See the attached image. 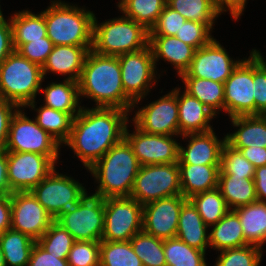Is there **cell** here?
Masks as SVG:
<instances>
[{"mask_svg": "<svg viewBox=\"0 0 266 266\" xmlns=\"http://www.w3.org/2000/svg\"><path fill=\"white\" fill-rule=\"evenodd\" d=\"M186 200L176 195L143 205L142 231L163 240L175 238L181 207Z\"/></svg>", "mask_w": 266, "mask_h": 266, "instance_id": "19", "label": "cell"}, {"mask_svg": "<svg viewBox=\"0 0 266 266\" xmlns=\"http://www.w3.org/2000/svg\"><path fill=\"white\" fill-rule=\"evenodd\" d=\"M182 195L178 163L151 164L140 167L130 197L141 205Z\"/></svg>", "mask_w": 266, "mask_h": 266, "instance_id": "7", "label": "cell"}, {"mask_svg": "<svg viewBox=\"0 0 266 266\" xmlns=\"http://www.w3.org/2000/svg\"><path fill=\"white\" fill-rule=\"evenodd\" d=\"M100 242L75 241L68 257L69 266H99Z\"/></svg>", "mask_w": 266, "mask_h": 266, "instance_id": "45", "label": "cell"}, {"mask_svg": "<svg viewBox=\"0 0 266 266\" xmlns=\"http://www.w3.org/2000/svg\"><path fill=\"white\" fill-rule=\"evenodd\" d=\"M208 226L187 199L181 207L176 237L191 247L206 252L209 245Z\"/></svg>", "mask_w": 266, "mask_h": 266, "instance_id": "25", "label": "cell"}, {"mask_svg": "<svg viewBox=\"0 0 266 266\" xmlns=\"http://www.w3.org/2000/svg\"><path fill=\"white\" fill-rule=\"evenodd\" d=\"M163 249L167 266H207L205 254L177 237L164 239Z\"/></svg>", "mask_w": 266, "mask_h": 266, "instance_id": "37", "label": "cell"}, {"mask_svg": "<svg viewBox=\"0 0 266 266\" xmlns=\"http://www.w3.org/2000/svg\"><path fill=\"white\" fill-rule=\"evenodd\" d=\"M166 5L167 0H122L117 6L124 16L150 31Z\"/></svg>", "mask_w": 266, "mask_h": 266, "instance_id": "35", "label": "cell"}, {"mask_svg": "<svg viewBox=\"0 0 266 266\" xmlns=\"http://www.w3.org/2000/svg\"><path fill=\"white\" fill-rule=\"evenodd\" d=\"M167 5L186 20L203 23L211 30L216 18L221 15L212 0H167Z\"/></svg>", "mask_w": 266, "mask_h": 266, "instance_id": "36", "label": "cell"}, {"mask_svg": "<svg viewBox=\"0 0 266 266\" xmlns=\"http://www.w3.org/2000/svg\"><path fill=\"white\" fill-rule=\"evenodd\" d=\"M253 180L255 182L257 200L266 202V166L255 168Z\"/></svg>", "mask_w": 266, "mask_h": 266, "instance_id": "55", "label": "cell"}, {"mask_svg": "<svg viewBox=\"0 0 266 266\" xmlns=\"http://www.w3.org/2000/svg\"><path fill=\"white\" fill-rule=\"evenodd\" d=\"M233 211L240 219L246 242L262 248L266 242V202L257 200Z\"/></svg>", "mask_w": 266, "mask_h": 266, "instance_id": "29", "label": "cell"}, {"mask_svg": "<svg viewBox=\"0 0 266 266\" xmlns=\"http://www.w3.org/2000/svg\"><path fill=\"white\" fill-rule=\"evenodd\" d=\"M30 192L54 219L76 205L87 193L82 184L57 173L55 167Z\"/></svg>", "mask_w": 266, "mask_h": 266, "instance_id": "12", "label": "cell"}, {"mask_svg": "<svg viewBox=\"0 0 266 266\" xmlns=\"http://www.w3.org/2000/svg\"><path fill=\"white\" fill-rule=\"evenodd\" d=\"M185 85L184 91L197 98L215 115L224 110V83L195 77H180Z\"/></svg>", "mask_w": 266, "mask_h": 266, "instance_id": "33", "label": "cell"}, {"mask_svg": "<svg viewBox=\"0 0 266 266\" xmlns=\"http://www.w3.org/2000/svg\"><path fill=\"white\" fill-rule=\"evenodd\" d=\"M133 251L143 266H167L163 249V239L149 235L144 231L130 239Z\"/></svg>", "mask_w": 266, "mask_h": 266, "instance_id": "40", "label": "cell"}, {"mask_svg": "<svg viewBox=\"0 0 266 266\" xmlns=\"http://www.w3.org/2000/svg\"><path fill=\"white\" fill-rule=\"evenodd\" d=\"M189 200L209 228L229 211L218 188L196 194L190 197Z\"/></svg>", "mask_w": 266, "mask_h": 266, "instance_id": "39", "label": "cell"}, {"mask_svg": "<svg viewBox=\"0 0 266 266\" xmlns=\"http://www.w3.org/2000/svg\"><path fill=\"white\" fill-rule=\"evenodd\" d=\"M22 111L19 108L12 117L6 151L37 153L57 163L61 145Z\"/></svg>", "mask_w": 266, "mask_h": 266, "instance_id": "9", "label": "cell"}, {"mask_svg": "<svg viewBox=\"0 0 266 266\" xmlns=\"http://www.w3.org/2000/svg\"><path fill=\"white\" fill-rule=\"evenodd\" d=\"M219 175L254 178L255 167L242 155L240 150L224 144L221 154Z\"/></svg>", "mask_w": 266, "mask_h": 266, "instance_id": "42", "label": "cell"}, {"mask_svg": "<svg viewBox=\"0 0 266 266\" xmlns=\"http://www.w3.org/2000/svg\"><path fill=\"white\" fill-rule=\"evenodd\" d=\"M140 167L131 146L123 139L88 169L99 184L93 194L103 199L130 197Z\"/></svg>", "mask_w": 266, "mask_h": 266, "instance_id": "3", "label": "cell"}, {"mask_svg": "<svg viewBox=\"0 0 266 266\" xmlns=\"http://www.w3.org/2000/svg\"><path fill=\"white\" fill-rule=\"evenodd\" d=\"M253 49L224 82V112L229 117L255 115Z\"/></svg>", "mask_w": 266, "mask_h": 266, "instance_id": "13", "label": "cell"}, {"mask_svg": "<svg viewBox=\"0 0 266 266\" xmlns=\"http://www.w3.org/2000/svg\"><path fill=\"white\" fill-rule=\"evenodd\" d=\"M11 228V195H0V233Z\"/></svg>", "mask_w": 266, "mask_h": 266, "instance_id": "54", "label": "cell"}, {"mask_svg": "<svg viewBox=\"0 0 266 266\" xmlns=\"http://www.w3.org/2000/svg\"><path fill=\"white\" fill-rule=\"evenodd\" d=\"M188 139L187 147L179 145L178 164L220 165L221 154L226 136L218 139L214 130L204 133H188L181 135Z\"/></svg>", "mask_w": 266, "mask_h": 266, "instance_id": "20", "label": "cell"}, {"mask_svg": "<svg viewBox=\"0 0 266 266\" xmlns=\"http://www.w3.org/2000/svg\"><path fill=\"white\" fill-rule=\"evenodd\" d=\"M12 29L13 47L16 51L22 44L29 43L47 36L45 17L33 14L27 9L14 13L9 18Z\"/></svg>", "mask_w": 266, "mask_h": 266, "instance_id": "28", "label": "cell"}, {"mask_svg": "<svg viewBox=\"0 0 266 266\" xmlns=\"http://www.w3.org/2000/svg\"><path fill=\"white\" fill-rule=\"evenodd\" d=\"M27 266H69L67 259L48 253L37 242L34 244Z\"/></svg>", "mask_w": 266, "mask_h": 266, "instance_id": "50", "label": "cell"}, {"mask_svg": "<svg viewBox=\"0 0 266 266\" xmlns=\"http://www.w3.org/2000/svg\"><path fill=\"white\" fill-rule=\"evenodd\" d=\"M7 163L11 194L31 191L56 165L45 155L12 151H7Z\"/></svg>", "mask_w": 266, "mask_h": 266, "instance_id": "16", "label": "cell"}, {"mask_svg": "<svg viewBox=\"0 0 266 266\" xmlns=\"http://www.w3.org/2000/svg\"><path fill=\"white\" fill-rule=\"evenodd\" d=\"M0 266H5L4 256H3V252L1 250V246H0Z\"/></svg>", "mask_w": 266, "mask_h": 266, "instance_id": "57", "label": "cell"}, {"mask_svg": "<svg viewBox=\"0 0 266 266\" xmlns=\"http://www.w3.org/2000/svg\"><path fill=\"white\" fill-rule=\"evenodd\" d=\"M133 133L125 128L124 139L131 146L140 165L172 164L179 161V145L172 135L143 132L134 124Z\"/></svg>", "mask_w": 266, "mask_h": 266, "instance_id": "14", "label": "cell"}, {"mask_svg": "<svg viewBox=\"0 0 266 266\" xmlns=\"http://www.w3.org/2000/svg\"><path fill=\"white\" fill-rule=\"evenodd\" d=\"M63 81L62 83L52 82L45 89H40L44 92V106L72 114L75 117L82 108L79 104L81 102H79L78 82L66 78Z\"/></svg>", "mask_w": 266, "mask_h": 266, "instance_id": "30", "label": "cell"}, {"mask_svg": "<svg viewBox=\"0 0 266 266\" xmlns=\"http://www.w3.org/2000/svg\"><path fill=\"white\" fill-rule=\"evenodd\" d=\"M210 227L213 228L209 233V245L217 251L248 245L243 235L240 219L233 210H229Z\"/></svg>", "mask_w": 266, "mask_h": 266, "instance_id": "27", "label": "cell"}, {"mask_svg": "<svg viewBox=\"0 0 266 266\" xmlns=\"http://www.w3.org/2000/svg\"><path fill=\"white\" fill-rule=\"evenodd\" d=\"M35 103L37 102H30L26 106L37 112L36 117H34L36 123L60 145L64 144L70 136L74 116L60 110L46 107L44 104L35 109Z\"/></svg>", "mask_w": 266, "mask_h": 266, "instance_id": "32", "label": "cell"}, {"mask_svg": "<svg viewBox=\"0 0 266 266\" xmlns=\"http://www.w3.org/2000/svg\"><path fill=\"white\" fill-rule=\"evenodd\" d=\"M246 2L247 0H216L214 4L220 13H224L225 11L227 12L228 10L232 18L234 20H238V18L243 14L242 12L245 9Z\"/></svg>", "mask_w": 266, "mask_h": 266, "instance_id": "52", "label": "cell"}, {"mask_svg": "<svg viewBox=\"0 0 266 266\" xmlns=\"http://www.w3.org/2000/svg\"><path fill=\"white\" fill-rule=\"evenodd\" d=\"M75 241H98L104 229V199L94 194L84 197L54 219Z\"/></svg>", "mask_w": 266, "mask_h": 266, "instance_id": "8", "label": "cell"}, {"mask_svg": "<svg viewBox=\"0 0 266 266\" xmlns=\"http://www.w3.org/2000/svg\"><path fill=\"white\" fill-rule=\"evenodd\" d=\"M263 250L256 245H245L220 251L214 266H259Z\"/></svg>", "mask_w": 266, "mask_h": 266, "instance_id": "43", "label": "cell"}, {"mask_svg": "<svg viewBox=\"0 0 266 266\" xmlns=\"http://www.w3.org/2000/svg\"><path fill=\"white\" fill-rule=\"evenodd\" d=\"M79 96L94 100V107L132 111L134 102L125 94L117 56L90 50L78 80Z\"/></svg>", "mask_w": 266, "mask_h": 266, "instance_id": "2", "label": "cell"}, {"mask_svg": "<svg viewBox=\"0 0 266 266\" xmlns=\"http://www.w3.org/2000/svg\"><path fill=\"white\" fill-rule=\"evenodd\" d=\"M43 81L42 67L14 50L0 64V99L13 102L21 109L26 108L35 101Z\"/></svg>", "mask_w": 266, "mask_h": 266, "instance_id": "6", "label": "cell"}, {"mask_svg": "<svg viewBox=\"0 0 266 266\" xmlns=\"http://www.w3.org/2000/svg\"><path fill=\"white\" fill-rule=\"evenodd\" d=\"M186 19L177 11L165 6L155 25L150 29L149 36H175Z\"/></svg>", "mask_w": 266, "mask_h": 266, "instance_id": "47", "label": "cell"}, {"mask_svg": "<svg viewBox=\"0 0 266 266\" xmlns=\"http://www.w3.org/2000/svg\"><path fill=\"white\" fill-rule=\"evenodd\" d=\"M127 110L120 108H81L74 117L72 129L64 145L70 147L88 170L114 145L124 139L129 122Z\"/></svg>", "mask_w": 266, "mask_h": 266, "instance_id": "1", "label": "cell"}, {"mask_svg": "<svg viewBox=\"0 0 266 266\" xmlns=\"http://www.w3.org/2000/svg\"><path fill=\"white\" fill-rule=\"evenodd\" d=\"M177 88L179 135L213 130L210 121L216 116L207 106Z\"/></svg>", "mask_w": 266, "mask_h": 266, "instance_id": "22", "label": "cell"}, {"mask_svg": "<svg viewBox=\"0 0 266 266\" xmlns=\"http://www.w3.org/2000/svg\"><path fill=\"white\" fill-rule=\"evenodd\" d=\"M131 120L145 133L178 136L177 88L145 107L138 108Z\"/></svg>", "mask_w": 266, "mask_h": 266, "instance_id": "15", "label": "cell"}, {"mask_svg": "<svg viewBox=\"0 0 266 266\" xmlns=\"http://www.w3.org/2000/svg\"><path fill=\"white\" fill-rule=\"evenodd\" d=\"M9 19L0 13V64L14 51L12 29Z\"/></svg>", "mask_w": 266, "mask_h": 266, "instance_id": "51", "label": "cell"}, {"mask_svg": "<svg viewBox=\"0 0 266 266\" xmlns=\"http://www.w3.org/2000/svg\"><path fill=\"white\" fill-rule=\"evenodd\" d=\"M36 242L48 253L59 256V259H67L75 239L54 220L49 229Z\"/></svg>", "mask_w": 266, "mask_h": 266, "instance_id": "41", "label": "cell"}, {"mask_svg": "<svg viewBox=\"0 0 266 266\" xmlns=\"http://www.w3.org/2000/svg\"><path fill=\"white\" fill-rule=\"evenodd\" d=\"M35 243L28 235L12 228L0 233L5 266H27Z\"/></svg>", "mask_w": 266, "mask_h": 266, "instance_id": "34", "label": "cell"}, {"mask_svg": "<svg viewBox=\"0 0 266 266\" xmlns=\"http://www.w3.org/2000/svg\"><path fill=\"white\" fill-rule=\"evenodd\" d=\"M149 45V31L124 15L98 24L93 20L92 48L101 55L119 56Z\"/></svg>", "mask_w": 266, "mask_h": 266, "instance_id": "5", "label": "cell"}, {"mask_svg": "<svg viewBox=\"0 0 266 266\" xmlns=\"http://www.w3.org/2000/svg\"><path fill=\"white\" fill-rule=\"evenodd\" d=\"M7 151H0V195H11V188L8 182Z\"/></svg>", "mask_w": 266, "mask_h": 266, "instance_id": "56", "label": "cell"}, {"mask_svg": "<svg viewBox=\"0 0 266 266\" xmlns=\"http://www.w3.org/2000/svg\"><path fill=\"white\" fill-rule=\"evenodd\" d=\"M53 47V42L46 36L41 38V40L22 44L16 51L32 63L42 67Z\"/></svg>", "mask_w": 266, "mask_h": 266, "instance_id": "48", "label": "cell"}, {"mask_svg": "<svg viewBox=\"0 0 266 266\" xmlns=\"http://www.w3.org/2000/svg\"><path fill=\"white\" fill-rule=\"evenodd\" d=\"M51 2L42 13L45 17L47 37L54 46H92L95 14L61 0Z\"/></svg>", "mask_w": 266, "mask_h": 266, "instance_id": "4", "label": "cell"}, {"mask_svg": "<svg viewBox=\"0 0 266 266\" xmlns=\"http://www.w3.org/2000/svg\"><path fill=\"white\" fill-rule=\"evenodd\" d=\"M240 62L230 58L219 41L213 39L208 45L195 51L189 68L179 77H195L224 83Z\"/></svg>", "mask_w": 266, "mask_h": 266, "instance_id": "18", "label": "cell"}, {"mask_svg": "<svg viewBox=\"0 0 266 266\" xmlns=\"http://www.w3.org/2000/svg\"><path fill=\"white\" fill-rule=\"evenodd\" d=\"M54 218L30 191L11 194V228L37 241L50 227Z\"/></svg>", "mask_w": 266, "mask_h": 266, "instance_id": "17", "label": "cell"}, {"mask_svg": "<svg viewBox=\"0 0 266 266\" xmlns=\"http://www.w3.org/2000/svg\"><path fill=\"white\" fill-rule=\"evenodd\" d=\"M99 266H143L130 241H100Z\"/></svg>", "mask_w": 266, "mask_h": 266, "instance_id": "38", "label": "cell"}, {"mask_svg": "<svg viewBox=\"0 0 266 266\" xmlns=\"http://www.w3.org/2000/svg\"><path fill=\"white\" fill-rule=\"evenodd\" d=\"M211 31L212 30L203 23L186 20L175 37L197 50L198 48L208 45L214 39L211 35Z\"/></svg>", "mask_w": 266, "mask_h": 266, "instance_id": "46", "label": "cell"}, {"mask_svg": "<svg viewBox=\"0 0 266 266\" xmlns=\"http://www.w3.org/2000/svg\"><path fill=\"white\" fill-rule=\"evenodd\" d=\"M118 57L125 94L134 102L133 108L156 85V65L151 47L121 54ZM156 71V72H155Z\"/></svg>", "mask_w": 266, "mask_h": 266, "instance_id": "11", "label": "cell"}, {"mask_svg": "<svg viewBox=\"0 0 266 266\" xmlns=\"http://www.w3.org/2000/svg\"><path fill=\"white\" fill-rule=\"evenodd\" d=\"M240 152L255 168L266 166V147L250 146L241 148Z\"/></svg>", "mask_w": 266, "mask_h": 266, "instance_id": "53", "label": "cell"}, {"mask_svg": "<svg viewBox=\"0 0 266 266\" xmlns=\"http://www.w3.org/2000/svg\"><path fill=\"white\" fill-rule=\"evenodd\" d=\"M234 133L226 134V142L240 150L246 147H266V115H241L230 118Z\"/></svg>", "mask_w": 266, "mask_h": 266, "instance_id": "24", "label": "cell"}, {"mask_svg": "<svg viewBox=\"0 0 266 266\" xmlns=\"http://www.w3.org/2000/svg\"><path fill=\"white\" fill-rule=\"evenodd\" d=\"M149 46L156 62L159 59L168 61L177 70L178 76L190 66L196 49L175 36H149Z\"/></svg>", "mask_w": 266, "mask_h": 266, "instance_id": "23", "label": "cell"}, {"mask_svg": "<svg viewBox=\"0 0 266 266\" xmlns=\"http://www.w3.org/2000/svg\"><path fill=\"white\" fill-rule=\"evenodd\" d=\"M260 51L253 49V81L255 115H266V60Z\"/></svg>", "mask_w": 266, "mask_h": 266, "instance_id": "44", "label": "cell"}, {"mask_svg": "<svg viewBox=\"0 0 266 266\" xmlns=\"http://www.w3.org/2000/svg\"><path fill=\"white\" fill-rule=\"evenodd\" d=\"M19 108L13 102L0 99V151L6 150L10 123Z\"/></svg>", "mask_w": 266, "mask_h": 266, "instance_id": "49", "label": "cell"}, {"mask_svg": "<svg viewBox=\"0 0 266 266\" xmlns=\"http://www.w3.org/2000/svg\"><path fill=\"white\" fill-rule=\"evenodd\" d=\"M143 205L131 197L104 199L103 241H130L142 231Z\"/></svg>", "mask_w": 266, "mask_h": 266, "instance_id": "10", "label": "cell"}, {"mask_svg": "<svg viewBox=\"0 0 266 266\" xmlns=\"http://www.w3.org/2000/svg\"><path fill=\"white\" fill-rule=\"evenodd\" d=\"M92 46L57 45L53 47L46 62L42 66L45 76L52 72L67 75L66 79L78 82L86 56Z\"/></svg>", "mask_w": 266, "mask_h": 266, "instance_id": "21", "label": "cell"}, {"mask_svg": "<svg viewBox=\"0 0 266 266\" xmlns=\"http://www.w3.org/2000/svg\"><path fill=\"white\" fill-rule=\"evenodd\" d=\"M218 189L229 210L257 201L253 178L218 175Z\"/></svg>", "mask_w": 266, "mask_h": 266, "instance_id": "31", "label": "cell"}, {"mask_svg": "<svg viewBox=\"0 0 266 266\" xmlns=\"http://www.w3.org/2000/svg\"><path fill=\"white\" fill-rule=\"evenodd\" d=\"M181 194L186 199L218 188L220 165L178 164Z\"/></svg>", "mask_w": 266, "mask_h": 266, "instance_id": "26", "label": "cell"}]
</instances>
